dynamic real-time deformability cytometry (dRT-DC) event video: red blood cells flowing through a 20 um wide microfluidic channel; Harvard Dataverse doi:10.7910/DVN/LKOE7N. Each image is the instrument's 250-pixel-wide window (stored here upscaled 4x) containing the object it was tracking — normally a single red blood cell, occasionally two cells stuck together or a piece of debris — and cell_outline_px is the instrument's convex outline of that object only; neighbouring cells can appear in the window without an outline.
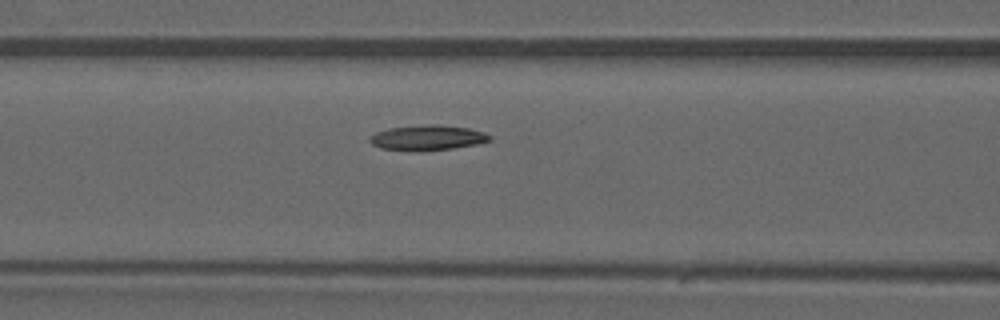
{"species": "common noctule bat (a hibernating species)", "species_latin": "Nyctalus noctula", "temperature_condition": "warm", "stored_images_in_passage": 40, "camera_frame_rate_fps": 3000, "um_per_image_px": 0.085, "animal": {"sex": "male", "forearm_length_mm": 52.5}, "frame": {"image": 1, "passage_image": 17, "time_ms": 5.333, "image_size_px": [1000, 320], "cell_outline_px": [[492, 140], [476, 144], [452, 148], [380, 148], [372, 144], [368, 140], [368, 136], [376, 132], [388, 128], [428, 124], [440, 124], [468, 128], [484, 132], [492, 136]], "centroid_in_image_um": [36.36, 11.64], "position_along_channel_um": 130.2, "area_um2": 16.82}}